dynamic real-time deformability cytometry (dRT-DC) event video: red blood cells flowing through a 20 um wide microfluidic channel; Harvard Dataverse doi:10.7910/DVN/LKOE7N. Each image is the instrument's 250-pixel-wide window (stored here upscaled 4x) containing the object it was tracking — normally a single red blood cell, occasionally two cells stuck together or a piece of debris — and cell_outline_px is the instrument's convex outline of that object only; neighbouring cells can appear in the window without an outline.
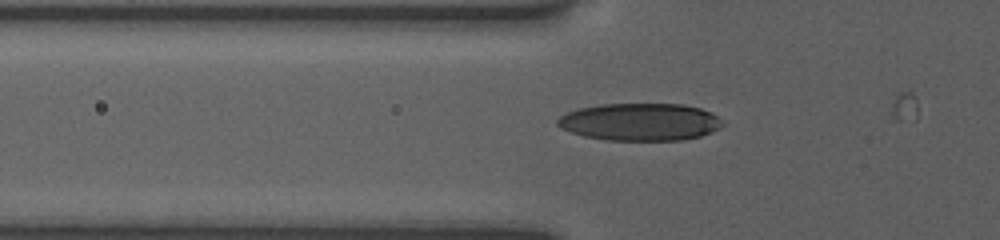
{"species": "human", "species_latin": "Homo sapiens", "temperature_condition": "room temperature", "stored_images_in_passage": 8, "camera_frame_rate_fps": 3000, "um_per_image_px": 0.085, "donor": {"sex": "female"}, "frame": {"image": 1, "passage_image": 5, "time_ms": 1.333, "image_size_px": [1000, 240], "cell_outline_px": [[724, 124], [712, 132], [700, 136], [680, 140], [608, 140], [584, 136], [560, 128], [556, 124], [556, 120], [560, 116], [568, 112], [580, 108], [600, 104], [684, 104], [700, 108], [712, 112], [724, 120]], "centroid_in_image_um": [54.43, 10.36], "position_along_channel_um": 71.4, "area_um2": 36.13}}